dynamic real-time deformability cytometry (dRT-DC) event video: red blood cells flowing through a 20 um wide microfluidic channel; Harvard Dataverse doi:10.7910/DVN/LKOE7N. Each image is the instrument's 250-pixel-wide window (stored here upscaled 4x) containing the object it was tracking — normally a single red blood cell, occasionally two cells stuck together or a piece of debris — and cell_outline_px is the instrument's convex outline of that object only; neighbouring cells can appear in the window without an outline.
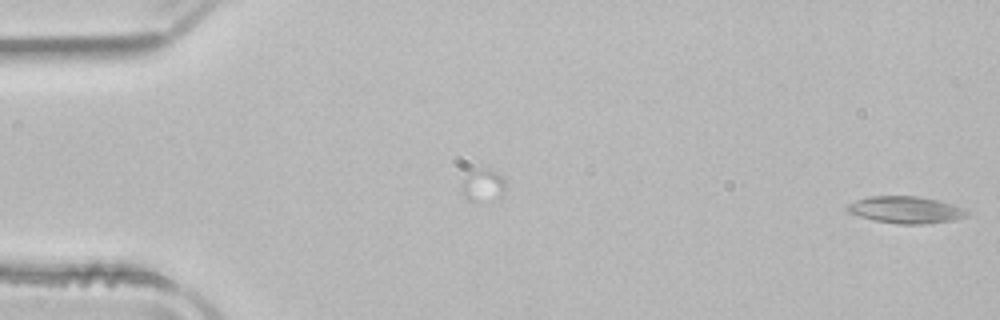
{"species": "common noctule bat (a hibernating species)", "species_latin": "Nyctalus noctula", "temperature_condition": "room temperature", "stored_images_in_passage": 52, "camera_frame_rate_fps": 3000, "um_per_image_px": 0.085, "animal": {"sex": "male", "body_mass_g": 21.5, "forearm_length_mm": 52.0}, "frame": {"image": 1, "passage_image": 1, "time_ms": 0.0, "image_size_px": [1000, 320], "cell_outline_px": [[968, 216], [952, 220], [924, 224], [896, 224], [876, 220], [860, 216], [848, 212], [844, 208], [848, 204], [856, 200], [868, 196], [920, 196], [952, 204], [964, 208], [968, 212]], "centroid_in_image_um": [76.98, 17.83], "position_along_channel_um": 8.0, "area_um2": 18.73}}
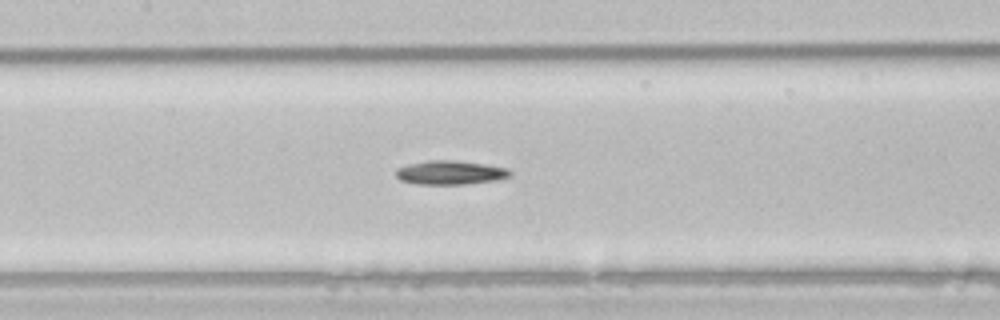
{"frame": {"image": 2, "passage_image": 24, "time_ms": 7.667, "image_size_px": [1000, 320], "cell_outline_px": [[512, 176], [496, 180], [464, 184], [416, 184], [400, 180], [396, 176], [396, 168], [408, 164], [428, 160], [456, 160], [484, 164], [508, 168], [512, 172]], "centroid_in_image_um": [38.27, 14.66], "position_along_channel_um": 169.1, "area_um2": 16.01}}
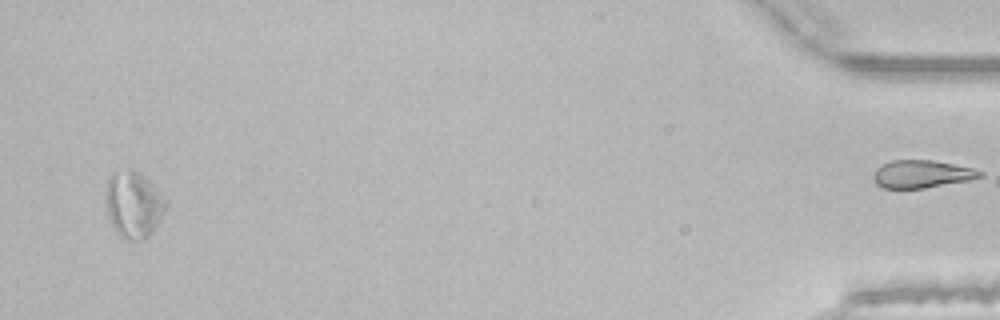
{"frame": {"image": 3, "passage_image": 50, "time_ms": 16.333, "image_size_px": [1000, 320], "cell_outline_px": [[168, 204], [160, 220], [152, 232], [148, 236], [140, 240], [128, 240], [120, 236], [112, 228], [108, 216], [104, 200], [104, 192], [108, 176], [116, 172], [140, 172], [168, 200]], "centroid_in_image_um": [11.33, 17.42], "position_along_channel_um": 423.9, "area_um2": 23.41}}